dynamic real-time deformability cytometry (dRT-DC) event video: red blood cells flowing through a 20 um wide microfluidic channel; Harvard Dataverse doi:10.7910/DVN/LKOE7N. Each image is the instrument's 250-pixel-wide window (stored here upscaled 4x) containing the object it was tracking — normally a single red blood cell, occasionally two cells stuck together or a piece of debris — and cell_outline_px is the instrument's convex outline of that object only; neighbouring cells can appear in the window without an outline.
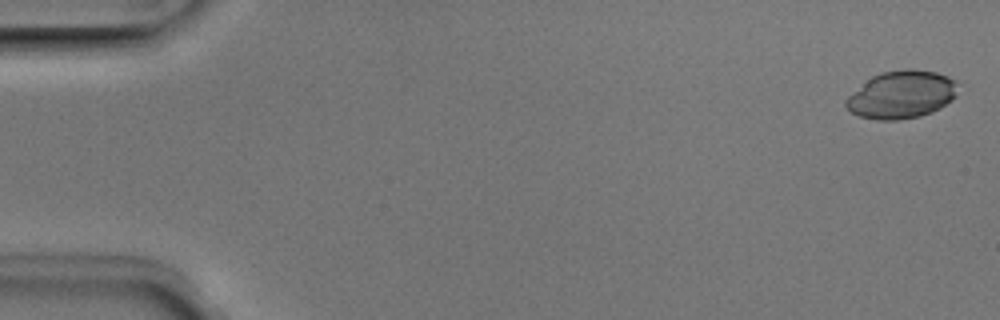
{"species": "Egyptian fruit bat (a non-hibernating species)", "species_latin": "Rousettus aegyptiacus", "temperature_condition": "room temperature", "stored_images_in_passage": 5, "camera_frame_rate_fps": 3000, "um_per_image_px": 0.085, "animal": {"sex": "male"}, "frame": {"image": 1, "passage_image": 1, "time_ms": 0.0, "image_size_px": [1000, 320], "cell_outline_px": [[956, 96], [952, 100], [940, 108], [932, 112], [920, 116], [896, 120], [876, 120], [860, 116], [852, 112], [844, 104], [844, 100], [848, 96], [872, 76], [880, 72], [904, 68], [912, 68], [936, 72], [948, 76], [956, 80]], "centroid_in_image_um": [76.64, 8.03], "position_along_channel_um": 8.4, "area_um2": 31.21}}
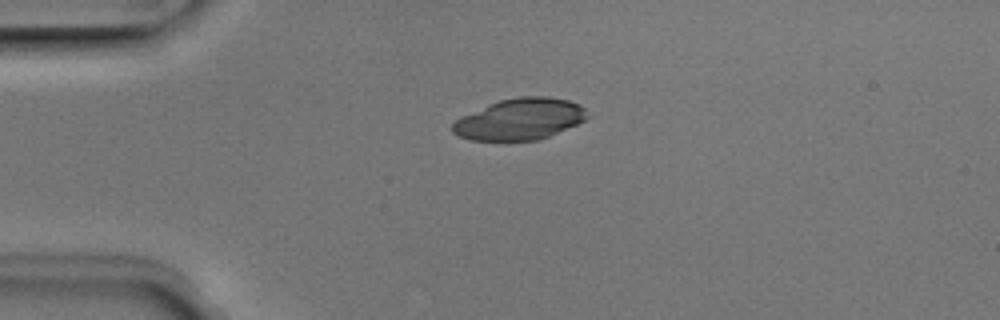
{"frame": {"image": 2, "passage_image": 4, "time_ms": 1.0, "image_size_px": [1000, 320], "cell_outline_px": [[588, 116], [584, 120], [576, 124], [548, 136], [536, 140], [472, 140], [460, 136], [452, 132], [452, 124], [460, 116], [488, 104], [500, 100], [520, 96], [548, 96], [568, 100], [580, 104], [584, 108]], "centroid_in_image_um": [44.16, 10.11], "position_along_channel_um": 40.8, "area_um2": 32.25}}